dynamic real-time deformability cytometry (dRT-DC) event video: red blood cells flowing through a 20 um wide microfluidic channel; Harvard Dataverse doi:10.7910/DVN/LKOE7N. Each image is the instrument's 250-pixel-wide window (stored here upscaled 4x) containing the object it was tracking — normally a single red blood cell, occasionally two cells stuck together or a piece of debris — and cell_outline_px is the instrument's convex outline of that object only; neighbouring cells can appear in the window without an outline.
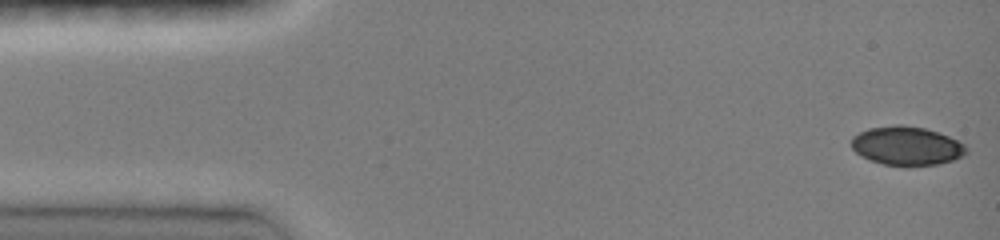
{"species": "common noctule bat (a hibernating species)", "species_latin": "Nyctalus noctula", "temperature_condition": "room temperature", "stored_images_in_passage": 46, "camera_frame_rate_fps": 3000, "um_per_image_px": 0.085, "animal": {"sex": "female", "body_mass_g": 19.0, "forearm_length_mm": 51.5}, "frame": {"image": 1, "passage_image": 1, "time_ms": 0.0, "image_size_px": [1000, 240], "cell_outline_px": [[968, 152], [952, 160], [936, 164], [904, 168], [884, 164], [860, 156], [852, 148], [852, 136], [868, 128], [896, 124], [900, 124], [924, 128], [948, 136], [964, 144], [968, 148]], "centroid_in_image_um": [77.05, 12.41], "position_along_channel_um": 8.0, "area_um2": 26.18}}
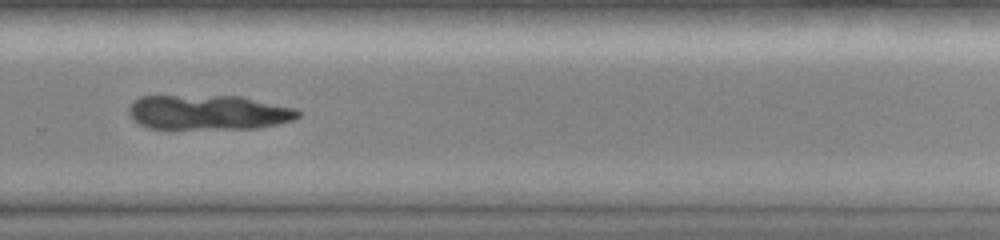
{"frame": {"image": 2, "passage_image": 32, "time_ms": 10.333, "image_size_px": [1000, 240], "cell_outline_px": [[300, 116], [292, 120], [260, 128], [148, 128], [132, 120], [128, 112], [128, 108], [140, 96], [240, 96], [296, 108], [300, 112]], "centroid_in_image_um": [17.72, 9.55], "position_along_channel_um": 312.1, "area_um2": 34.1}}
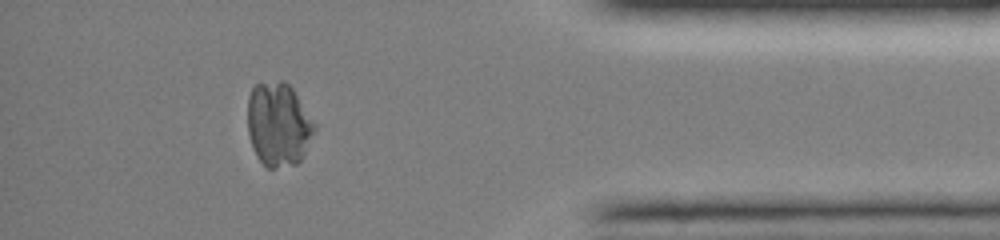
{"frame": {"image": 3, "passage_image": 41, "time_ms": 13.333, "image_size_px": [1000, 240], "cell_outline_px": [[316, 132], [304, 156], [296, 164], [276, 168], [268, 168], [256, 156], [252, 148], [248, 132], [248, 96], [252, 88], [256, 84], [280, 80], [284, 80], [292, 88], [316, 124]], "centroid_in_image_um": [23.68, 10.59], "position_along_channel_um": 411.5, "area_um2": 33.0}}